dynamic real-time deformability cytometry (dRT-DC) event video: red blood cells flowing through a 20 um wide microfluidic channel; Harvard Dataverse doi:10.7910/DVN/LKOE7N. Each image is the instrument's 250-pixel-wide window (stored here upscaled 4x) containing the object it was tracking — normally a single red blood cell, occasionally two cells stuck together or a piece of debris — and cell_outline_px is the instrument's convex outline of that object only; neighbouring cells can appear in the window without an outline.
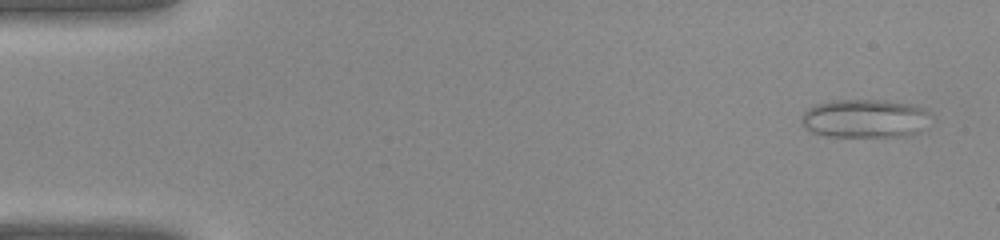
{"species": "common noctule bat (a hibernating species)", "species_latin": "Nyctalus noctula", "temperature_condition": "warm", "stored_images_in_passage": 40, "camera_frame_rate_fps": 3000, "um_per_image_px": 0.085, "animal": {"sex": "female", "body_mass_g": 22.0, "forearm_length_mm": 56.7}, "frame": {"image": 1, "passage_image": 2, "time_ms": 0.333, "image_size_px": [1000, 240], "cell_outline_px": [[928, 112], [916, 132], [908, 136], [828, 136], [812, 132], [804, 128], [800, 124], [800, 120], [804, 112], [808, 108], [816, 104], [836, 100], [884, 100], [912, 104], [924, 108]], "centroid_in_image_um": [73.39, 10.06], "position_along_channel_um": 11.6, "area_um2": 28.5}}
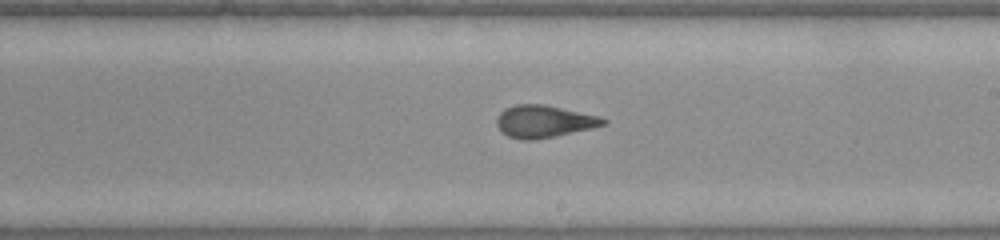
{"frame": {"image": 2, "passage_image": 23, "time_ms": 7.333, "image_size_px": [1000, 240], "cell_outline_px": [[608, 124], [592, 128], [556, 136], [532, 140], [520, 140], [508, 136], [496, 124], [496, 120], [500, 112], [504, 108], [516, 104], [544, 104], [600, 116], [608, 120]], "centroid_in_image_um": [46.26, 10.31], "position_along_channel_um": 242.7, "area_um2": 20.11}}
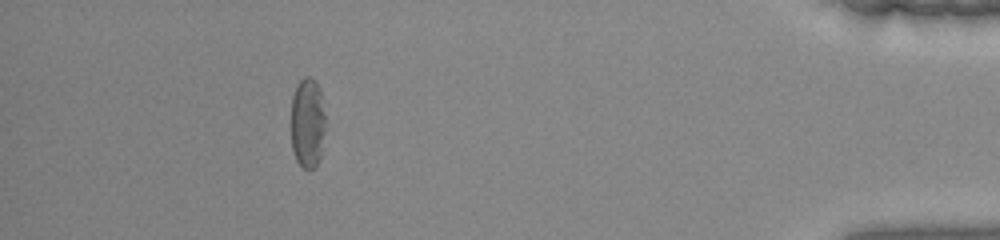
{"frame": {"image": 3, "passage_image": 36, "time_ms": 11.667, "image_size_px": [1000, 240], "cell_outline_px": [[328, 128], [320, 160], [308, 172], [296, 160], [292, 148], [288, 124], [292, 96], [300, 80], [304, 76], [312, 76], [316, 80], [320, 88]], "centroid_in_image_um": [26.15, 10.45], "position_along_channel_um": 409.1, "area_um2": 19.65}}